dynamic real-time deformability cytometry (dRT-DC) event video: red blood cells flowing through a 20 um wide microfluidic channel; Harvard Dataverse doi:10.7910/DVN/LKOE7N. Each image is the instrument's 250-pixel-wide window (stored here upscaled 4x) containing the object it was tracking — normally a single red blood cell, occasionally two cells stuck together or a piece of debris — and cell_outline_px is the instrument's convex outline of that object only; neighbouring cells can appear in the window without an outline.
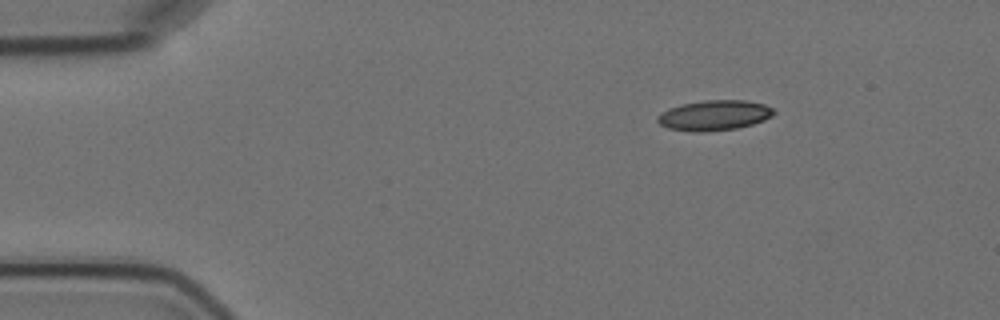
{"species": "Egyptian fruit bat (a non-hibernating species)", "species_latin": "Rousettus aegyptiacus", "temperature_condition": "cold", "stored_images_in_passage": 13, "camera_frame_rate_fps": 3000, "um_per_image_px": 0.085, "animal": {"sex": "female"}, "frame": {"image": 1, "passage_image": 1, "time_ms": 0.0, "image_size_px": [1000, 320], "cell_outline_px": [[776, 112], [772, 116], [764, 120], [752, 124], [736, 128], [708, 132], [692, 132], [668, 128], [660, 124], [656, 120], [656, 116], [668, 108], [680, 104], [704, 100], [744, 100], [764, 104], [772, 108]], "centroid_in_image_um": [60.68, 9.8], "position_along_channel_um": 24.3, "area_um2": 20.63}}
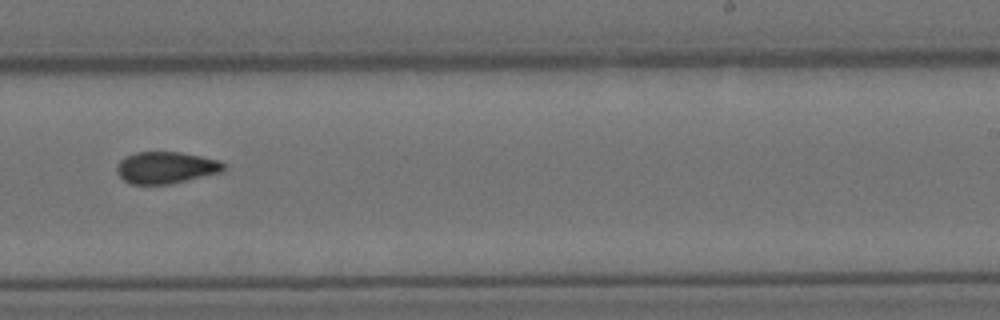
{"frame": {"image": 2, "passage_image": 8, "time_ms": 9.0, "image_size_px": [1000, 320], "cell_outline_px": [[224, 168], [220, 172], [168, 184], [132, 184], [124, 180], [116, 172], [116, 168], [120, 160], [124, 156], [136, 152], [180, 152], [220, 160], [224, 164]], "centroid_in_image_um": [14.06, 14.23], "position_along_channel_um": 274.9, "area_um2": 19.59}}
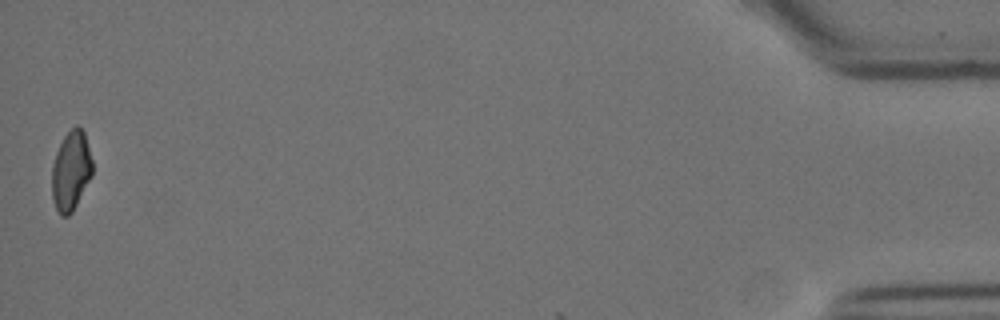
{"frame": {"image": 3, "passage_image": 13, "time_ms": 16.0, "image_size_px": [1000, 320], "cell_outline_px": [[92, 176], [72, 212], [68, 216], [60, 216], [56, 208], [52, 196], [52, 164], [56, 152], [64, 136], [76, 124], [84, 132], [92, 160]], "centroid_in_image_um": [6.03, 14.53], "position_along_channel_um": 429.2, "area_um2": 18.67}, "authors_computed_cell_mechanics": {"area_um2": 19.8832, "velocity_mm_per_s": 3.5565, "shape_relaxation_time_tau1_ms": 6.3791, "shape_relaxation_time_tau2_ms": 4.5291, "deformation_change_tau1": 0.1165, "deformation_change_tau2": 0.0902}}